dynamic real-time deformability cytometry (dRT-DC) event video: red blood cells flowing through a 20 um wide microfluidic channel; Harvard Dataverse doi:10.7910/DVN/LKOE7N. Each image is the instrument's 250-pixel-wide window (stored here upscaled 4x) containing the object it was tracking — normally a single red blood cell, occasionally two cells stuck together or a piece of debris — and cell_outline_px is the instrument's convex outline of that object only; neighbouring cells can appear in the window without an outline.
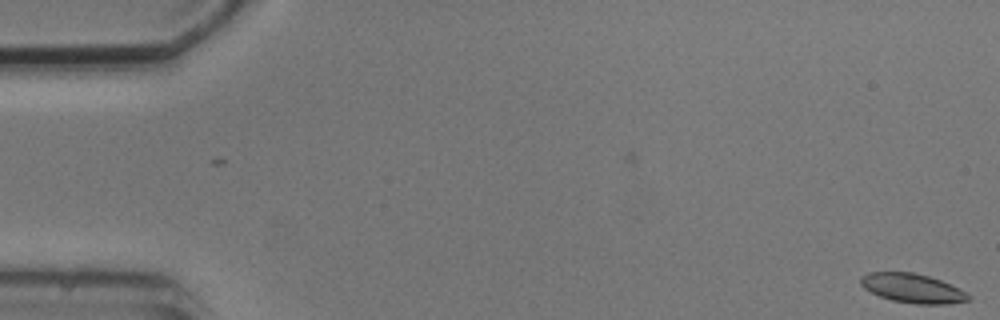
{"species": "common noctule bat (a hibernating species)", "species_latin": "Nyctalus noctula", "temperature_condition": "cold", "stored_images_in_passage": 4, "camera_frame_rate_fps": 3000, "um_per_image_px": 0.085, "animal": {"sex": "male", "body_mass_g": 20.5, "forearm_length_mm": 52.5}, "frame": {"image": 1, "passage_image": 4, "time_ms": 3.333, "image_size_px": [1000, 320], "cell_outline_px": [[972, 300], [948, 304], [916, 304], [892, 300], [880, 296], [864, 288], [860, 284], [860, 276], [868, 272], [912, 272], [928, 276], [940, 280], [960, 288], [972, 296]], "centroid_in_image_um": [77.59, 24.5], "position_along_channel_um": 7.4, "area_um2": 18.44}}